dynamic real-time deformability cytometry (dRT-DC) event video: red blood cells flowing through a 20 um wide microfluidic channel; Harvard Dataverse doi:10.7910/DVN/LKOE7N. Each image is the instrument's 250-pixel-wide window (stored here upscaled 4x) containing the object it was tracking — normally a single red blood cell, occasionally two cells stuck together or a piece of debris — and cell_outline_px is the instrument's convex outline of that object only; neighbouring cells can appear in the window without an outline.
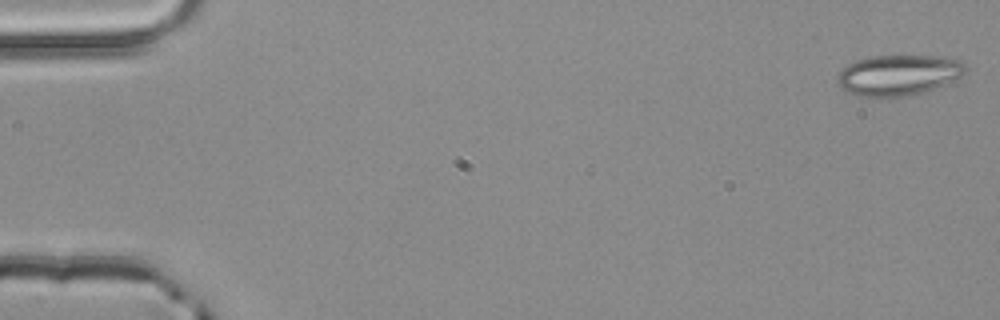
{"species": "common noctule bat (a hibernating species)", "species_latin": "Nyctalus noctula", "temperature_condition": "room temperature", "stored_images_in_passage": 4, "camera_frame_rate_fps": 3000, "um_per_image_px": 0.085, "animal": {"sex": "male", "body_mass_g": 20.4}, "frame": {"image": 1, "passage_image": 1, "time_ms": 0.0, "image_size_px": [1000, 320], "cell_outline_px": [[964, 72], [960, 76], [944, 84], [920, 92], [904, 96], [856, 96], [840, 88], [836, 80], [836, 76], [848, 64], [856, 60], [872, 56], [940, 56], [960, 60], [964, 64]], "centroid_in_image_um": [76.3, 6.37], "position_along_channel_um": 8.7, "area_um2": 29.82}}
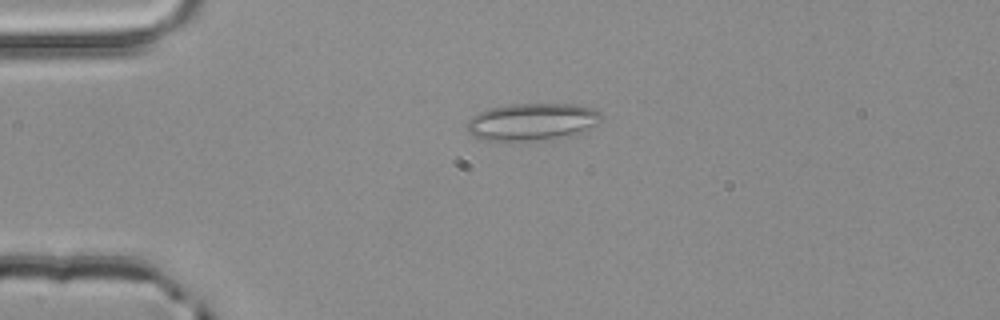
{"frame": {"image": 2, "passage_image": 3, "time_ms": 0.667, "image_size_px": [1000, 320], "cell_outline_px": [[604, 120], [580, 132], [568, 136], [552, 140], [512, 144], [484, 140], [468, 132], [468, 120], [472, 116], [488, 108], [508, 104], [572, 104], [592, 108], [600, 112], [604, 116]], "centroid_in_image_um": [45.22, 10.4], "position_along_channel_um": 39.8, "area_um2": 30.17}}
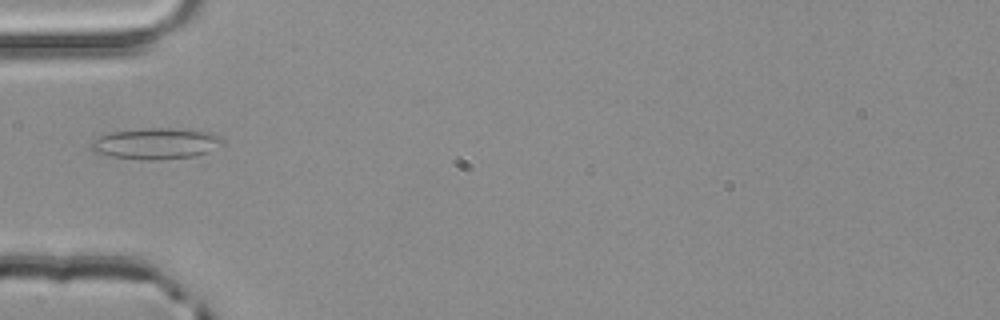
{"frame": {"image": 3, "passage_image": 4, "time_ms": 1.0, "image_size_px": [1000, 320], "cell_outline_px": [[224, 140], [208, 152], [196, 156], [156, 160], [148, 160], [108, 156], [96, 152], [88, 148], [88, 144], [92, 140], [100, 136], [112, 132], [144, 128], [192, 128], [212, 132], [220, 136]], "centroid_in_image_um": [13.25, 12.19], "position_along_channel_um": 71.8, "area_um2": 24.16}}